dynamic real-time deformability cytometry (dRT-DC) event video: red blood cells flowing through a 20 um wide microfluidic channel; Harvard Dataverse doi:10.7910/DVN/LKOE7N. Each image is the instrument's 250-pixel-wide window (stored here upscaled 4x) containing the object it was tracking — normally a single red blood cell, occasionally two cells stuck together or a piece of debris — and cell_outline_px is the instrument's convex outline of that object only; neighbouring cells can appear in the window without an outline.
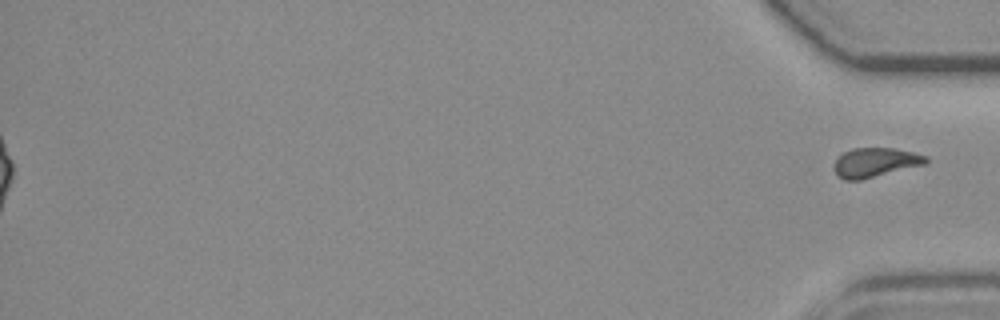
{"species": "common noctule bat (a hibernating species)", "species_latin": "Nyctalus noctula", "temperature_condition": "room temperature", "stored_images_in_passage": 49, "segment_of_instrument_passage": [2, 2], "camera_frame_rate_fps": 3000, "um_per_image_px": 0.085, "animal": {"sex": "female", "body_mass_g": 19.3, "forearm_length_mm": 54.1}, "frame": {"image": 1, "passage_image": 49, "time_ms": 16.0, "image_size_px": [1000, 320], "cell_outline_px": [[928, 164], [860, 180], [844, 180], [836, 176], [836, 160], [844, 152], [852, 148], [896, 148], [928, 156]], "centroid_in_image_um": [74.45, 13.81], "position_along_channel_um": 360.7, "area_um2": 15.72}}